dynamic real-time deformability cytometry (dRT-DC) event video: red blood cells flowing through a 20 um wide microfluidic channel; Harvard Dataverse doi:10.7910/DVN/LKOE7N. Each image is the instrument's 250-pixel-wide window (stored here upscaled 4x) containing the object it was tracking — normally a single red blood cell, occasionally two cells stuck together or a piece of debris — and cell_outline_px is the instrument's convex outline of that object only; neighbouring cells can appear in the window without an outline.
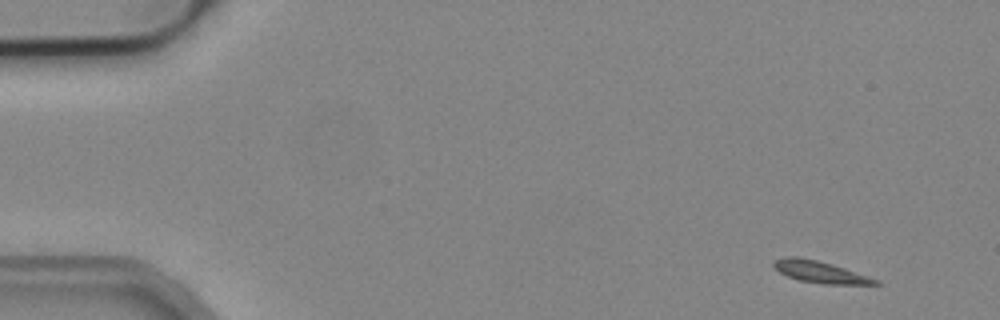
{"species": "common noctule bat (a hibernating species)", "species_latin": "Nyctalus noctula", "temperature_condition": "cold", "stored_images_in_passage": 6, "camera_frame_rate_fps": 3000, "um_per_image_px": 0.085, "animal": {"sex": "male", "body_mass_g": 19.2, "forearm_length_mm": 51.8}, "frame": {"image": 1, "passage_image": 1, "time_ms": 0.0, "image_size_px": [1000, 320], "cell_outline_px": [[884, 284], [824, 284], [800, 280], [788, 276], [780, 272], [772, 264], [776, 260], [784, 256], [800, 256], [832, 264], [880, 280]], "centroid_in_image_um": [69.73, 23.11], "position_along_channel_um": 15.3, "area_um2": 12.77}}
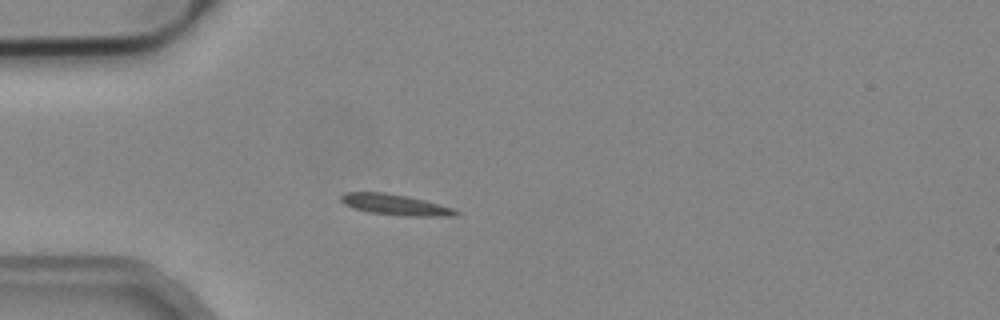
{"frame": {"image": 2, "passage_image": 4, "time_ms": 1.0, "image_size_px": [1000, 320], "cell_outline_px": [[460, 212], [456, 216], [408, 216], [368, 212], [352, 208], [344, 204], [340, 200], [340, 196], [344, 192], [384, 192], [424, 200], [452, 208]], "centroid_in_image_um": [33.55, 17.4], "position_along_channel_um": 51.5, "area_um2": 13.81}}